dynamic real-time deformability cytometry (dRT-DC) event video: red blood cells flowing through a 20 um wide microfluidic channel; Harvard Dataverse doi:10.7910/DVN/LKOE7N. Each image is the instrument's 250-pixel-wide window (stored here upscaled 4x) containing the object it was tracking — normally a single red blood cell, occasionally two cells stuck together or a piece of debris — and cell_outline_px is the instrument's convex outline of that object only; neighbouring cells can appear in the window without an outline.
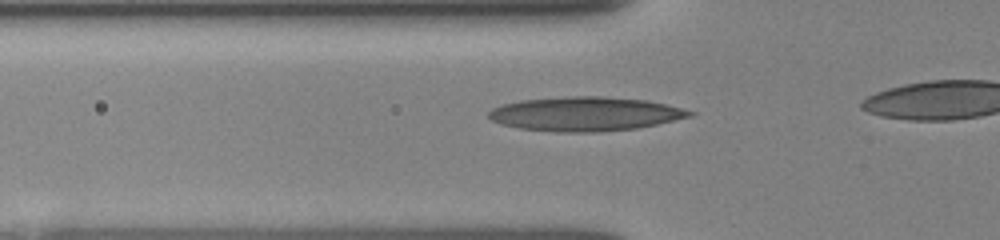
{"species": "human", "species_latin": "Homo sapiens", "temperature_condition": "room temperature", "stored_images_in_passage": 27, "camera_frame_rate_fps": 3000, "um_per_image_px": 0.085, "donor": {"sex": "female"}, "frame": {"image": 1, "passage_image": 9, "time_ms": 2.667, "image_size_px": [1000, 240], "cell_outline_px": [[696, 112], [692, 116], [656, 124], [636, 128], [600, 132], [556, 132], [520, 128], [500, 124], [492, 120], [488, 116], [488, 112], [492, 108], [504, 104], [520, 100], [572, 96], [600, 96], [648, 100]], "centroid_in_image_um": [49.72, 9.68], "position_along_channel_um": 76.1, "area_um2": 39.82}}
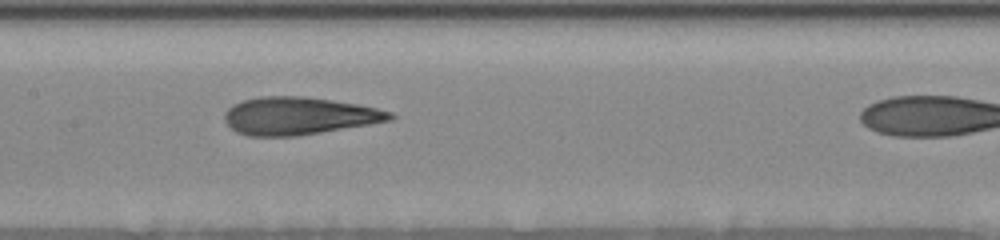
{"frame": {"image": 2, "passage_image": 17, "time_ms": 5.333, "image_size_px": [1000, 240], "cell_outline_px": [[396, 116], [392, 120], [372, 124], [296, 136], [248, 136], [236, 132], [224, 120], [224, 112], [232, 104], [244, 100], [260, 96], [304, 96], [332, 100], [356, 104], [376, 108], [392, 112]], "centroid_in_image_um": [25.4, 9.85], "position_along_channel_um": 182.0, "area_um2": 36.36}}
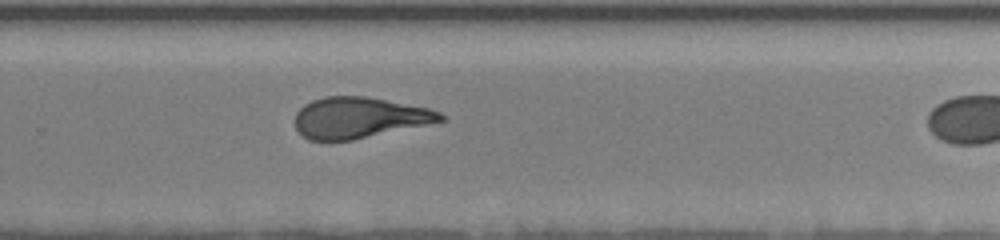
{"frame": {"image": 3, "passage_image": 26, "time_ms": 8.333, "image_size_px": [1000, 240], "cell_outline_px": [[448, 120], [352, 140], [308, 140], [296, 128], [296, 112], [304, 104], [312, 100], [324, 96], [368, 96], [428, 108], [440, 112], [448, 116]], "centroid_in_image_um": [30.57, 9.99], "position_along_channel_um": 299.2, "area_um2": 34.8}}